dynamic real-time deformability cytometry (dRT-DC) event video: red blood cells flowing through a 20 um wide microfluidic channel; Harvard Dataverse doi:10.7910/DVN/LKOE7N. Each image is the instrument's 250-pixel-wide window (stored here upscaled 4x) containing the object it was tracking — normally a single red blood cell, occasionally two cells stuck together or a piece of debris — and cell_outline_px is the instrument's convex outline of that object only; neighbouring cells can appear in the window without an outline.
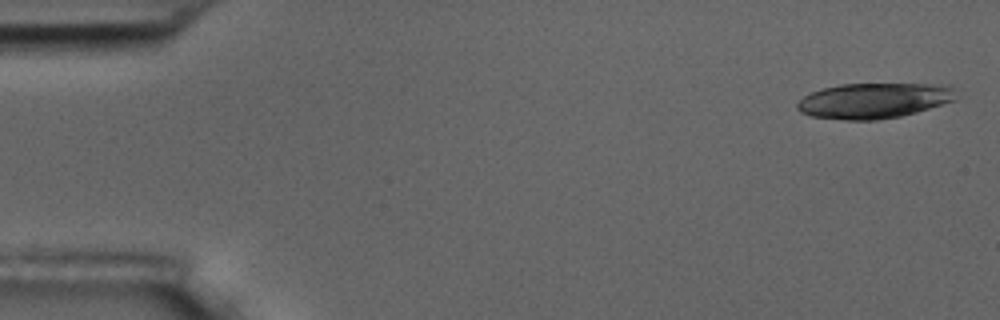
{"species": "common noctule bat (a hibernating species)", "species_latin": "Nyctalus noctula", "temperature_condition": "room temperature", "stored_images_in_passage": 5, "camera_frame_rate_fps": 3000, "um_per_image_px": 0.085, "animal": {"sex": "male", "body_mass_g": 17.5, "forearm_length_mm": 52.3}, "frame": {"image": 1, "passage_image": 1, "time_ms": 0.0, "image_size_px": [1000, 320], "cell_outline_px": [[956, 100], [916, 112], [900, 116], [876, 120], [844, 120], [812, 116], [800, 112], [796, 108], [796, 104], [804, 96], [812, 92], [824, 88], [840, 84], [948, 84], [952, 88]], "centroid_in_image_um": [74.27, 8.55], "position_along_channel_um": 10.7, "area_um2": 32.66}}